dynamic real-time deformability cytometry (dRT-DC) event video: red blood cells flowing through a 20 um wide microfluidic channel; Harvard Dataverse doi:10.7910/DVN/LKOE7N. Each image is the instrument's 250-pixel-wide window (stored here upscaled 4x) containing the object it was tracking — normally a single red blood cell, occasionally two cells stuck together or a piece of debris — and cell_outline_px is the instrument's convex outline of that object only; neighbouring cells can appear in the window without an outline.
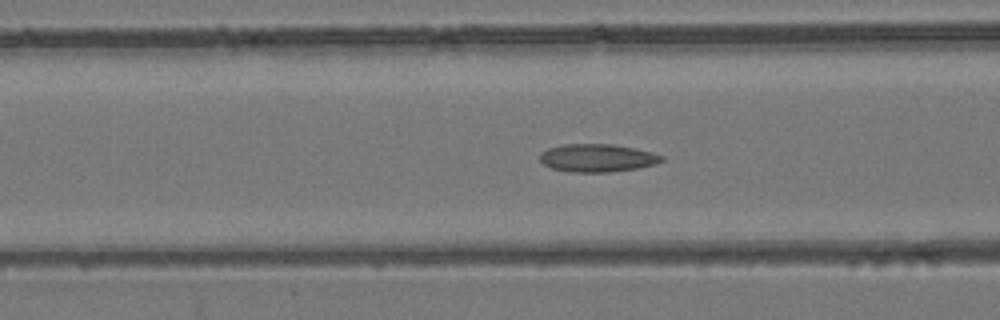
{"species": "common noctule bat (a hibernating species)", "species_latin": "Nyctalus noctula", "temperature_condition": "room temperature", "stored_images_in_passage": 54, "camera_frame_rate_fps": 3000, "um_per_image_px": 0.085, "animal": {"sex": "female", "body_mass_g": 24.6, "forearm_length_mm": 56.2}, "frame": {"image": 1, "passage_image": 22, "time_ms": 7.0, "image_size_px": [1000, 320], "cell_outline_px": [[664, 160], [656, 164], [636, 168], [608, 172], [568, 172], [552, 168], [544, 164], [540, 160], [540, 152], [548, 148], [564, 144], [612, 144], [652, 152], [664, 156]], "centroid_in_image_um": [50.76, 13.42], "position_along_channel_um": 115.8, "area_um2": 19.77}}
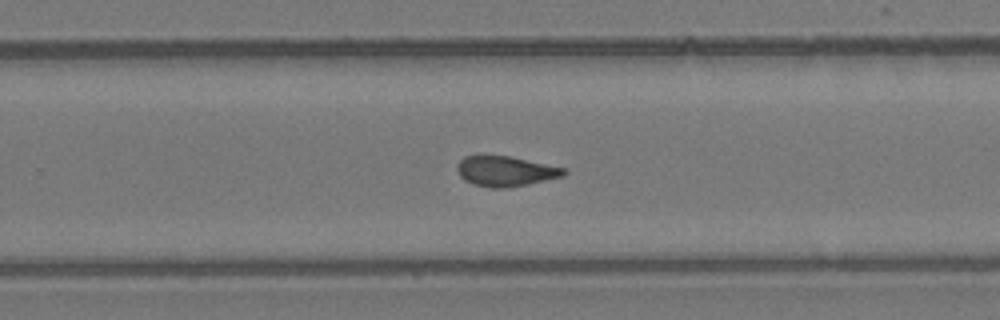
{"frame": {"image": 2, "passage_image": 35, "time_ms": 11.333, "image_size_px": [1000, 320], "cell_outline_px": [[568, 172], [564, 176], [528, 184], [508, 188], [492, 188], [472, 184], [464, 180], [460, 176], [456, 168], [456, 164], [464, 156], [512, 156], [564, 168]], "centroid_in_image_um": [42.96, 14.56], "position_along_channel_um": 286.8, "area_um2": 18.84}}
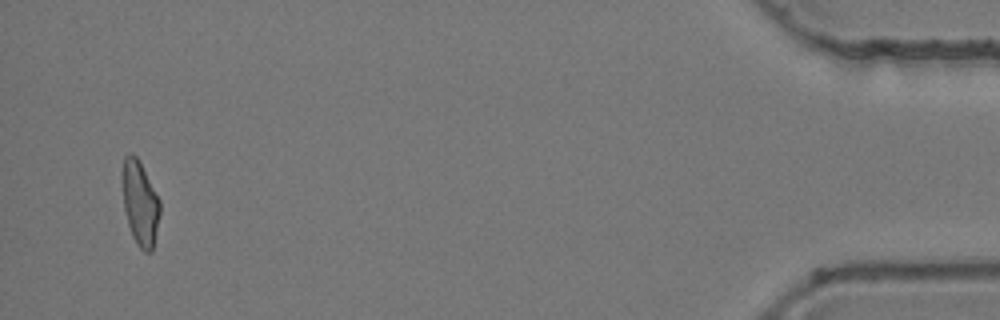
{"frame": {"image": 3, "passage_image": 52, "time_ms": 17.0, "image_size_px": [1000, 320], "cell_outline_px": [[160, 212], [152, 252], [144, 252], [136, 244], [132, 236], [124, 212], [120, 176], [124, 156], [128, 152], [132, 152], [136, 156], [160, 200]], "centroid_in_image_um": [11.86, 17.24], "position_along_channel_um": 423.3, "area_um2": 18.84}, "authors_computed_cell_mechanics": {"area_um2": 19.2474, "velocity_mm_per_s": 3.9631, "shape_relaxation_time_tau1_ms": null, "shape_relaxation_time_tau2_ms": 2.3661, "deformation_change_tau1": null, "deformation_change_tau2": 0.0949}}